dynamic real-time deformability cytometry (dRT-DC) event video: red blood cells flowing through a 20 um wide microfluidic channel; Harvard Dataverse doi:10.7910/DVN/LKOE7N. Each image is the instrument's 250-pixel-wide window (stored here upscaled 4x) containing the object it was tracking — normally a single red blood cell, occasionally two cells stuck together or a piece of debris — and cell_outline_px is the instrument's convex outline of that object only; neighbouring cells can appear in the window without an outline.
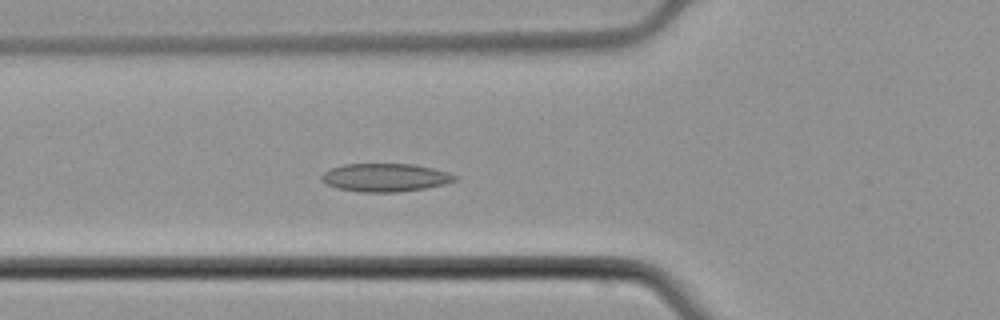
{"species": "common noctule bat (a hibernating species)", "species_latin": "Nyctalus noctula", "temperature_condition": "cold", "stored_images_in_passage": 48, "camera_frame_rate_fps": 3000, "um_per_image_px": 0.085, "animal": {"sex": "male", "body_mass_g": 21.5, "forearm_length_mm": 52.0}, "frame": {"image": 1, "passage_image": 13, "time_ms": 4.0, "image_size_px": [1000, 320], "cell_outline_px": [[460, 176], [456, 180], [444, 184], [424, 188], [400, 192], [360, 192], [336, 188], [324, 184], [320, 180], [320, 176], [324, 172], [332, 168], [344, 164], [412, 164], [432, 168], [448, 172]], "centroid_in_image_um": [32.72, 15.09], "position_along_channel_um": 93.1, "area_um2": 22.02}}
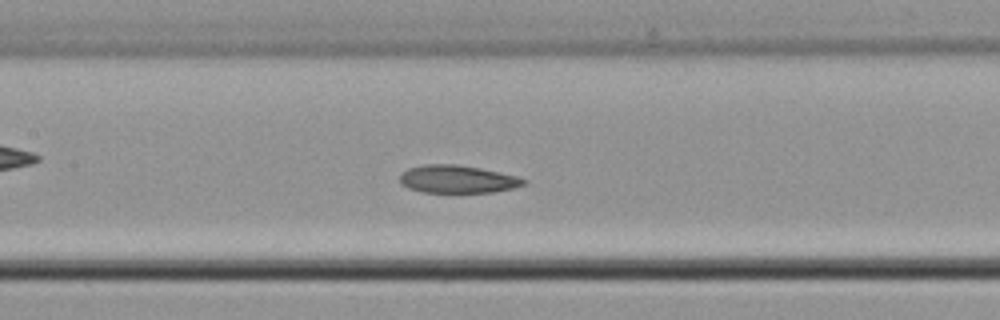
{"frame": {"image": 2, "passage_image": 19, "time_ms": 6.0, "image_size_px": [1000, 320], "cell_outline_px": [[528, 180], [524, 184], [512, 188], [492, 192], [424, 192], [408, 188], [400, 184], [400, 172], [408, 168], [424, 164], [456, 164], [480, 168], [516, 176]], "centroid_in_image_um": [38.83, 15.22], "position_along_channel_um": 168.6, "area_um2": 20.0}}
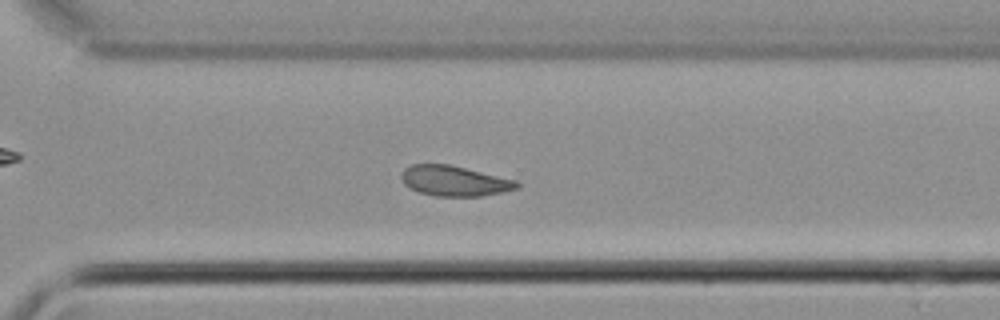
{"frame": {"image": 3, "passage_image": 32, "time_ms": 10.333, "image_size_px": [1000, 320], "cell_outline_px": [[520, 184], [516, 188], [500, 192], [480, 196], [436, 196], [420, 192], [404, 184], [400, 176], [404, 168], [412, 164], [448, 164], [516, 180]], "centroid_in_image_um": [38.59, 15.37], "position_along_channel_um": 332.0, "area_um2": 20.06}, "authors_computed_cell_mechanics": {"area_um2": 21.2415, "velocity_mm_per_s": 3.7715, "shape_relaxation_time_tau1_ms": 11.0451, "shape_relaxation_time_tau2_ms": 1.8265, "deformation_change_tau1": 0.1221, "deformation_change_tau2": 0.0665}}